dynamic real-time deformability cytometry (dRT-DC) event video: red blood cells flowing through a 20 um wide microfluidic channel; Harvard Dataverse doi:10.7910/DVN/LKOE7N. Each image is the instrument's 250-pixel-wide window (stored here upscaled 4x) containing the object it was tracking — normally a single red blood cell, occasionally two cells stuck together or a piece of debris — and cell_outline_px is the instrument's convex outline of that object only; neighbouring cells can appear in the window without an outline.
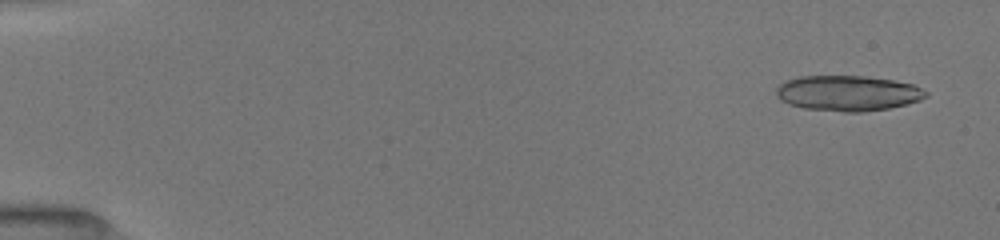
{"species": "common noctule bat (a hibernating species)", "species_latin": "Nyctalus noctula", "temperature_condition": "room temperature", "stored_images_in_passage": 26, "camera_frame_rate_fps": 3000, "um_per_image_px": 0.085, "animal": {"sex": "female", "body_mass_g": 19.5, "forearm_length_mm": 54.1}, "frame": {"image": 1, "passage_image": 6, "time_ms": 0.667, "image_size_px": [1000, 240], "cell_outline_px": [[928, 96], [920, 100], [888, 108], [864, 112], [844, 112], [804, 108], [788, 104], [780, 100], [776, 92], [776, 88], [780, 84], [788, 80], [800, 76], [864, 76], [892, 80], [912, 84], [928, 92]], "centroid_in_image_um": [72.05, 7.92], "position_along_channel_um": 12.9, "area_um2": 30.75}}
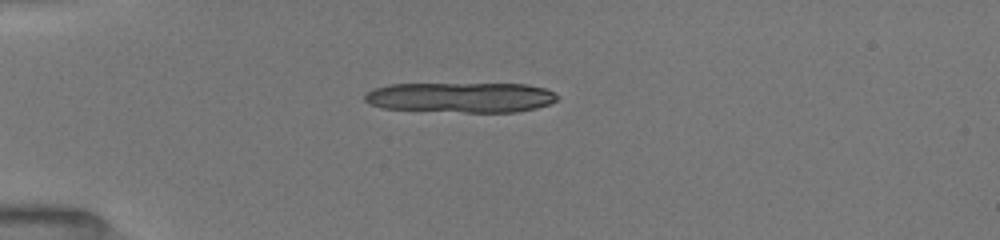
{"frame": {"image": 2, "passage_image": 19, "time_ms": 4.333, "image_size_px": [1000, 240], "cell_outline_px": [[560, 96], [556, 100], [548, 104], [536, 108], [516, 112], [464, 112], [384, 108], [368, 104], [364, 100], [364, 96], [368, 92], [376, 88], [388, 84], [528, 84], [544, 88]], "centroid_in_image_um": [39.18, 8.28], "position_along_channel_um": 45.8, "area_um2": 33.76}}